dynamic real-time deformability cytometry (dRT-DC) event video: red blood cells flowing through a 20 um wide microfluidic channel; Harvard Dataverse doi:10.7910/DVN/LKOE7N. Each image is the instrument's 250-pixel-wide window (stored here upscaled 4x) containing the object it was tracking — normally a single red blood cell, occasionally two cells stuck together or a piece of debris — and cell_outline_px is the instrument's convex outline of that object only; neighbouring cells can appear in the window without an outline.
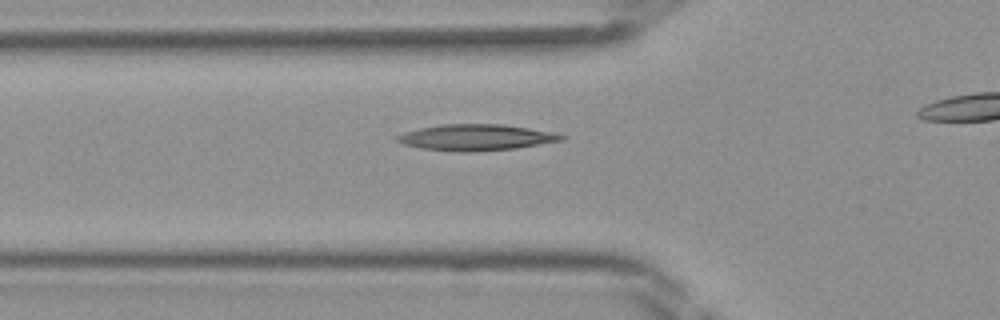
{"species": "Egyptian fruit bat (a non-hibernating species)", "species_latin": "Rousettus aegyptiacus", "temperature_condition": "room temperature", "stored_images_in_passage": 24, "camera_frame_rate_fps": 3000, "um_per_image_px": 0.085, "frame": {"image": 1, "passage_image": 3, "time_ms": 0.667, "image_size_px": [1000, 320], "cell_outline_px": [[568, 136], [564, 140], [516, 148], [472, 152], [460, 152], [420, 148], [404, 144], [396, 140], [396, 136], [404, 132], [420, 128], [444, 124], [504, 124], [556, 132]], "centroid_in_image_um": [40.52, 11.68], "position_along_channel_um": 85.3, "area_um2": 25.14}}
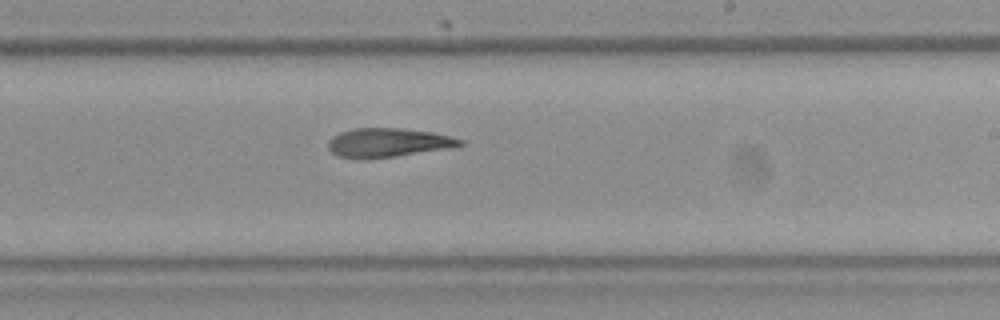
{"frame": {"image": 2, "passage_image": 14, "time_ms": 4.333, "image_size_px": [1000, 320], "cell_outline_px": [[464, 144], [448, 148], [396, 156], [336, 156], [328, 148], [328, 140], [332, 136], [340, 132], [352, 128], [400, 128], [432, 132], [464, 140]], "centroid_in_image_um": [32.99, 12.08], "position_along_channel_um": 256.0, "area_um2": 21.5}}
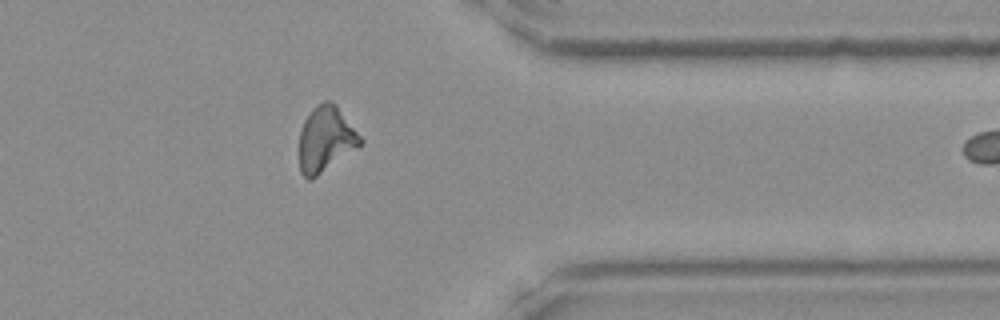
{"frame": {"image": 3, "passage_image": 23, "time_ms": 7.333, "image_size_px": [1000, 320], "cell_outline_px": [[364, 140], [360, 144], [312, 180], [308, 180], [300, 172], [300, 128], [304, 120], [312, 108], [316, 104], [324, 100], [332, 100], [336, 104]], "centroid_in_image_um": [27.66, 11.79], "position_along_channel_um": 383.7, "area_um2": 23.12}}